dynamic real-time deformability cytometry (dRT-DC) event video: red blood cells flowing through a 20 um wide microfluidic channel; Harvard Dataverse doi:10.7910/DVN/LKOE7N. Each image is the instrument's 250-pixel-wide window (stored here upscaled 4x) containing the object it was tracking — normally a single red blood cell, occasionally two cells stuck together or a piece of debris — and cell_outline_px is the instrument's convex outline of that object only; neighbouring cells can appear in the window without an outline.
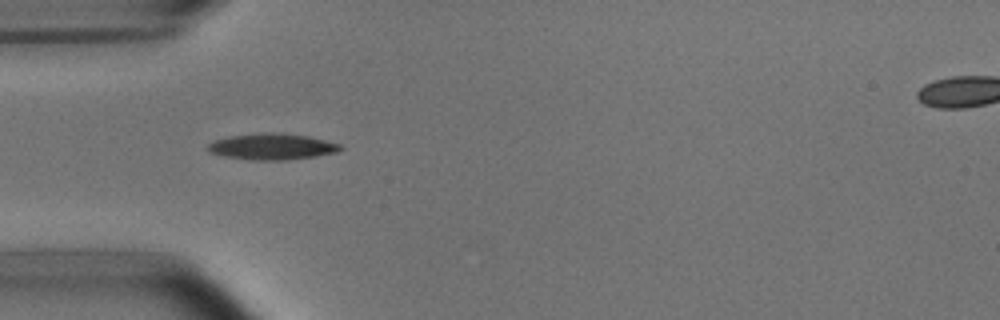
{"species": "common noctule bat (a hibernating species)", "species_latin": "Nyctalus noctula", "temperature_condition": "room temperature", "stored_images_in_passage": 5, "camera_frame_rate_fps": 3000, "um_per_image_px": 0.085, "animal": {"sex": "male", "body_mass_g": 15.6}, "frame": {"image": 1, "passage_image": 1, "time_ms": 0.0, "image_size_px": [1000, 320], "cell_outline_px": [[344, 148], [336, 152], [316, 156], [288, 160], [252, 160], [224, 156], [212, 152], [208, 148], [208, 144], [216, 140], [228, 136], [268, 132], [272, 132], [308, 136], [340, 144]], "centroid_in_image_um": [23.15, 12.46], "position_along_channel_um": 61.8, "area_um2": 20.0}}
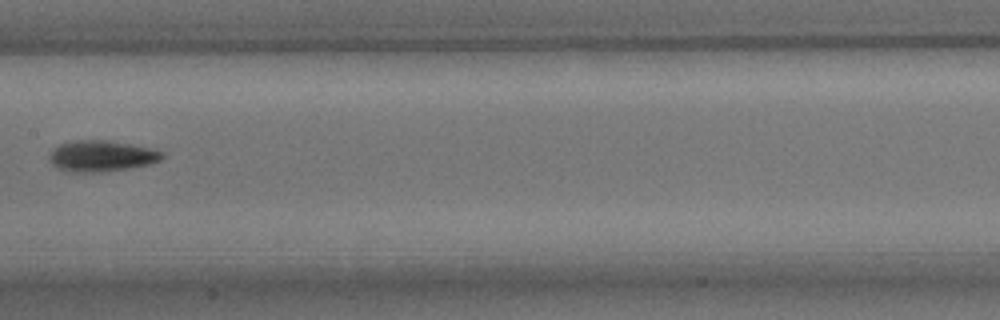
{"frame": {"image": 2, "passage_image": 4, "time_ms": 3.667, "image_size_px": [1000, 320], "cell_outline_px": [[164, 156], [160, 160], [148, 164], [128, 168], [96, 172], [68, 172], [56, 168], [48, 160], [48, 156], [52, 148], [60, 144], [72, 140], [112, 140], [148, 148], [164, 152]], "centroid_in_image_um": [8.55, 13.25], "position_along_channel_um": 198.8, "area_um2": 20.52}}
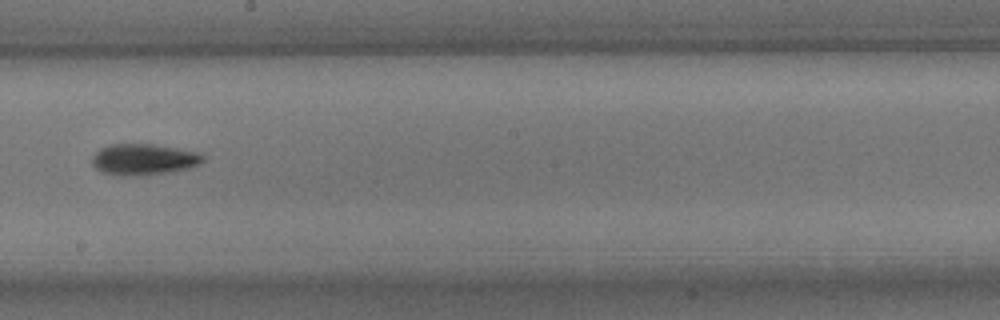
{"frame": {"image": 3, "passage_image": 5, "time_ms": 4.667, "image_size_px": [1000, 320], "cell_outline_px": [[204, 160], [200, 164], [188, 168], [168, 172], [140, 176], [124, 176], [100, 172], [92, 164], [92, 156], [100, 148], [108, 144], [156, 144], [200, 152], [204, 156]], "centroid_in_image_um": [12.21, 13.54], "position_along_channel_um": 236.0, "area_um2": 20.4}}